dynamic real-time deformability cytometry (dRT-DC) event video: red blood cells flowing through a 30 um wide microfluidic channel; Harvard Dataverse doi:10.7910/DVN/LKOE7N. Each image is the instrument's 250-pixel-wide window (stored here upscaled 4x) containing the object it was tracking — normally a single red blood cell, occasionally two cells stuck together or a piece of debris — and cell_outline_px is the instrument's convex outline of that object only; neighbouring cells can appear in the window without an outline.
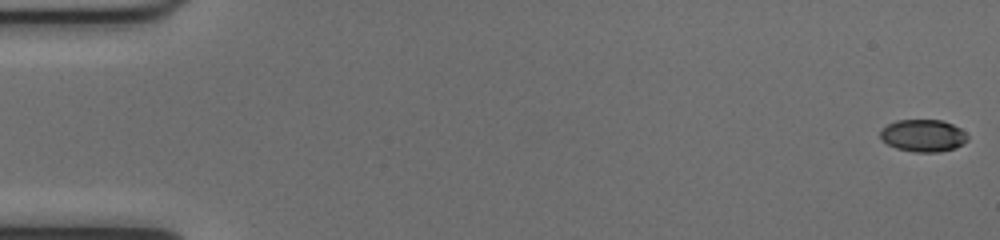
{"species": "common noctule bat (a hibernating species)", "species_latin": "Nyctalus noctula", "temperature_condition": "cold", "stored_images_in_passage": 52, "camera_frame_rate_fps": 3000, "um_per_image_px": 0.085, "animal": {"sex": "female", "body_mass_g": 17.0, "forearm_length_mm": 48.0}, "frame": {"image": 1, "passage_image": 1, "time_ms": 0.0, "image_size_px": [1000, 240], "cell_outline_px": [[968, 140], [964, 144], [956, 148], [940, 152], [916, 152], [896, 148], [888, 144], [880, 136], [880, 128], [896, 120], [940, 120], [952, 124], [960, 128], [968, 136]], "centroid_in_image_um": [78.48, 11.53], "position_along_channel_um": 6.5, "area_um2": 16.47}}
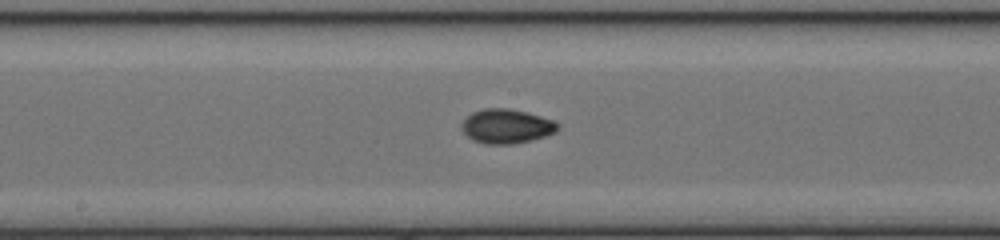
{"frame": {"image": 2, "passage_image": 28, "time_ms": 9.0, "image_size_px": [1000, 240], "cell_outline_px": [[560, 128], [556, 132], [532, 140], [512, 144], [484, 144], [472, 140], [460, 128], [460, 124], [472, 112], [484, 108], [508, 108], [528, 112], [552, 120], [560, 124]], "centroid_in_image_um": [43.05, 10.73], "position_along_channel_um": 205.2, "area_um2": 19.36}}
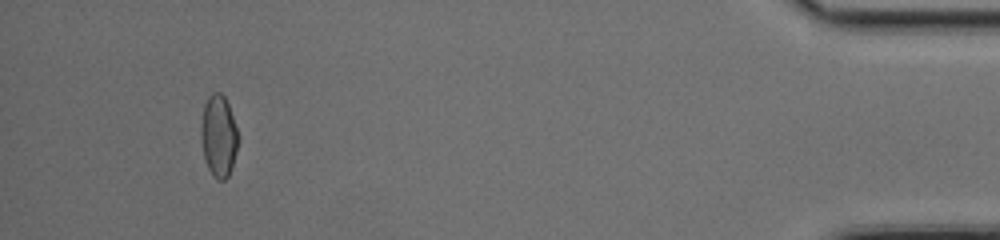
{"frame": {"image": 3, "passage_image": 49, "time_ms": 16.0, "image_size_px": [1000, 240], "cell_outline_px": [[236, 152], [228, 176], [224, 180], [216, 180], [208, 168], [204, 156], [200, 136], [200, 124], [204, 104], [208, 96], [212, 92], [220, 92], [224, 96], [228, 104], [236, 128]], "centroid_in_image_um": [18.54, 11.53], "position_along_channel_um": 416.7, "area_um2": 17.46}, "authors_computed_cell_mechanics": {"area_um2": 17.7735, "velocity_mm_per_s": 4.0333, "shape_relaxation_time_tau1_ms": 4.6722, "shape_relaxation_time_tau2_ms": 1.785, "deformation_change_tau1": 0.1477, "deformation_change_tau2": 0.0454}}